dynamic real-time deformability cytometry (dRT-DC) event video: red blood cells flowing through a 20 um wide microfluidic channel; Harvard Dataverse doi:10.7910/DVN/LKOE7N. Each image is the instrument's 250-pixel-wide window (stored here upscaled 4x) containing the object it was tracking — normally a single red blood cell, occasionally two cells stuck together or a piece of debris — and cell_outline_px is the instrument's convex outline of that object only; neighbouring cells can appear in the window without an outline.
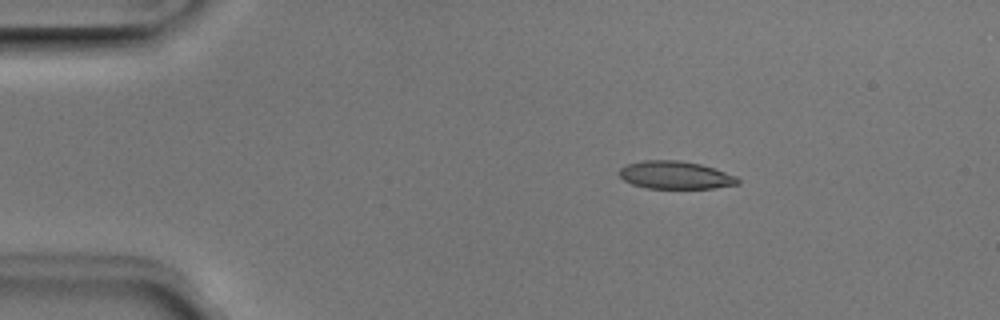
{"species": "Egyptian fruit bat (a non-hibernating species)", "species_latin": "Rousettus aegyptiacus", "temperature_condition": "room temperature", "stored_images_in_passage": 43, "camera_frame_rate_fps": 3000, "um_per_image_px": 0.085, "animal": {"sex": "male"}, "frame": {"image": 1, "passage_image": 1, "time_ms": 0.0, "image_size_px": [1000, 320], "cell_outline_px": [[740, 184], [712, 188], [648, 188], [632, 184], [624, 180], [620, 176], [620, 168], [624, 164], [644, 160], [680, 160], [700, 164], [736, 176], [740, 180]], "centroid_in_image_um": [57.38, 14.88], "position_along_channel_um": 27.6, "area_um2": 19.13}}
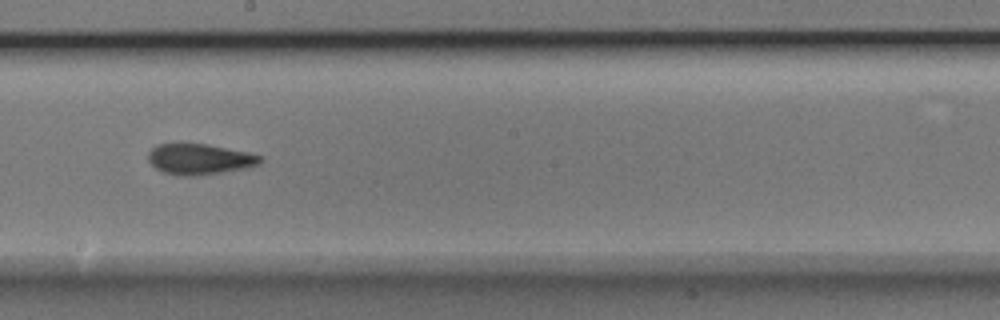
{"frame": {"image": 2, "passage_image": 21, "time_ms": 6.667, "image_size_px": [1000, 320], "cell_outline_px": [[260, 164], [244, 168], [196, 176], [176, 176], [164, 172], [156, 168], [148, 160], [148, 152], [156, 144], [208, 144], [248, 152], [260, 156]], "centroid_in_image_um": [16.92, 13.53], "position_along_channel_um": 231.3, "area_um2": 19.88}}
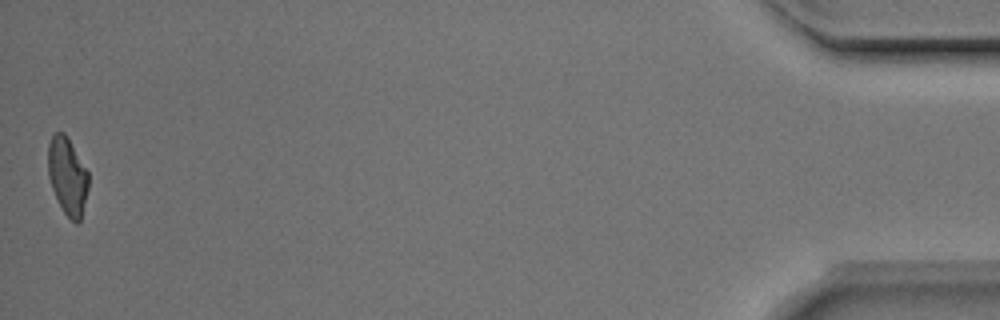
{"frame": {"image": 3, "passage_image": 43, "time_ms": 14.0, "image_size_px": [1000, 320], "cell_outline_px": [[88, 188], [80, 220], [76, 224], [64, 212], [52, 188], [48, 176], [48, 144], [52, 136], [56, 132], [64, 132], [88, 172]], "centroid_in_image_um": [5.72, 14.95], "position_along_channel_um": 429.5, "area_um2": 17.8}, "authors_computed_cell_mechanics": {"area_um2": 19.5942, "velocity_mm_per_s": 3.9852, "shape_relaxation_time_tau1_ms": 5.1882, "shape_relaxation_time_tau2_ms": 2.5454, "deformation_change_tau1": 0.1927, "deformation_change_tau2": 0.1113}}